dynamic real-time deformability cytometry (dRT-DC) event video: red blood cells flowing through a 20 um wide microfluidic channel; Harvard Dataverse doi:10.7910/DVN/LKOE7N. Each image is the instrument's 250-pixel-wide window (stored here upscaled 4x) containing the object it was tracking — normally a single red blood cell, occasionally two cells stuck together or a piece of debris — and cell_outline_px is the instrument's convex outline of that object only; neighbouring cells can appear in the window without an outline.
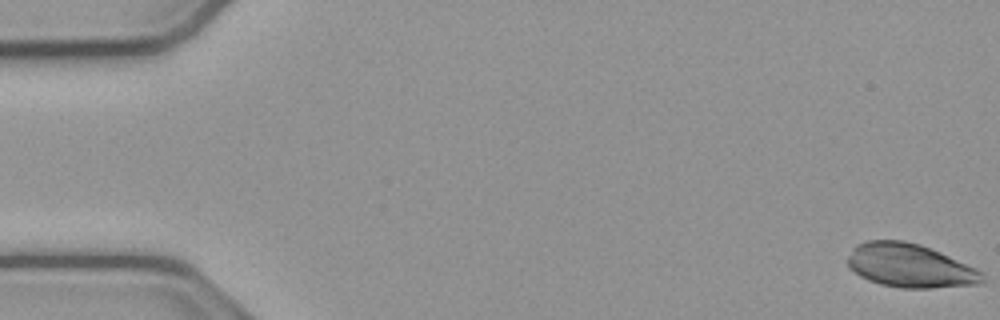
{"species": "common noctule bat (a hibernating species)", "species_latin": "Nyctalus noctula", "temperature_condition": "cold", "stored_images_in_passage": 54, "camera_frame_rate_fps": 3000, "um_per_image_px": 0.085, "animal": {"sex": "male", "body_mass_g": 23.1, "forearm_length_mm": 52.7}, "frame": {"image": 1, "passage_image": 1, "time_ms": 0.0, "image_size_px": [1000, 320], "cell_outline_px": [[968, 280], [952, 284], [888, 284], [872, 280], [864, 276], [852, 268], [852, 264], [864, 244], [876, 240], [892, 240], [912, 244], [936, 252], [968, 268]], "centroid_in_image_um": [77.08, 22.49], "position_along_channel_um": 7.9, "area_um2": 27.34}}
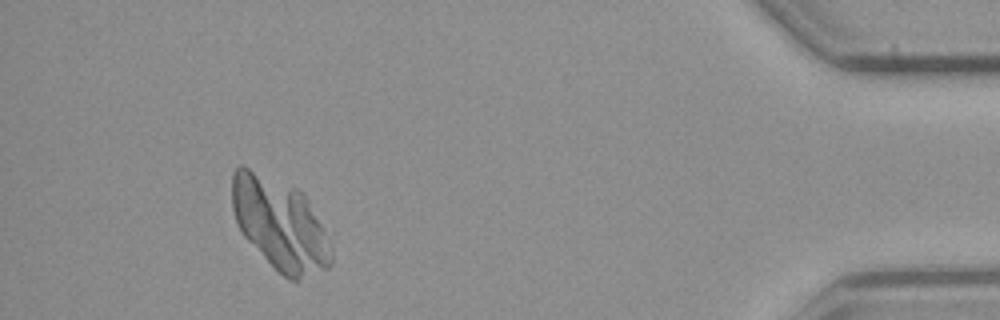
{"frame": {"image": 2, "passage_image": 50, "time_ms": 16.333, "image_size_px": [1000, 320], "cell_outline_px": [[296, 260], [288, 276], [280, 272], [272, 264], [240, 228], [236, 216], [232, 200], [232, 184], [236, 172], [244, 168], [256, 180]], "centroid_in_image_um": [22.13, 18.87], "position_along_channel_um": 413.1, "area_um2": 22.48}}